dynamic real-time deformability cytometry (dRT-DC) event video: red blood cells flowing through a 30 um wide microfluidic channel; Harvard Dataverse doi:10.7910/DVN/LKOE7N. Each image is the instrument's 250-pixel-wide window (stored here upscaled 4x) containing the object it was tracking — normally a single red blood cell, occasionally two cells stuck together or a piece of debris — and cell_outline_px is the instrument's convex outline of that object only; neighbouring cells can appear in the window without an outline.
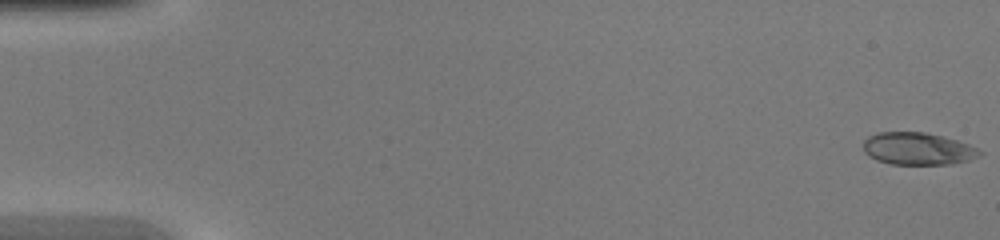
{"species": "common noctule bat (a hibernating species)", "species_latin": "Nyctalus noctula", "temperature_condition": "warm", "stored_images_in_passage": 46, "camera_frame_rate_fps": 3000, "um_per_image_px": 0.085, "animal": {"sex": "female", "body_mass_g": 20.0, "forearm_length_mm": 54.0}, "frame": {"image": 1, "passage_image": 1, "time_ms": 0.0, "image_size_px": [1000, 240], "cell_outline_px": [[984, 152], [980, 156], [968, 160], [952, 164], [888, 164], [876, 160], [868, 156], [864, 152], [864, 140], [868, 136], [876, 132], [924, 132], [956, 140], [968, 144]], "centroid_in_image_um": [77.98, 12.65], "position_along_channel_um": 7.0, "area_um2": 21.96}}
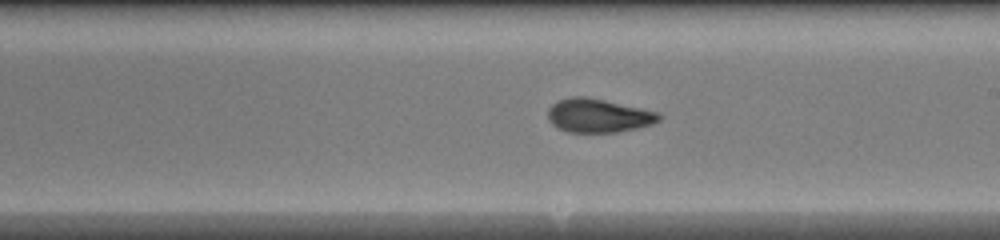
{"frame": {"image": 2, "passage_image": 27, "time_ms": 8.667, "image_size_px": [1000, 240], "cell_outline_px": [[664, 116], [660, 120], [652, 124], [636, 128], [616, 132], [568, 132], [556, 128], [548, 120], [548, 108], [552, 104], [560, 100], [572, 96], [584, 96], [604, 100], [660, 112]], "centroid_in_image_um": [50.87, 9.83], "position_along_channel_um": 238.1, "area_um2": 21.91}}
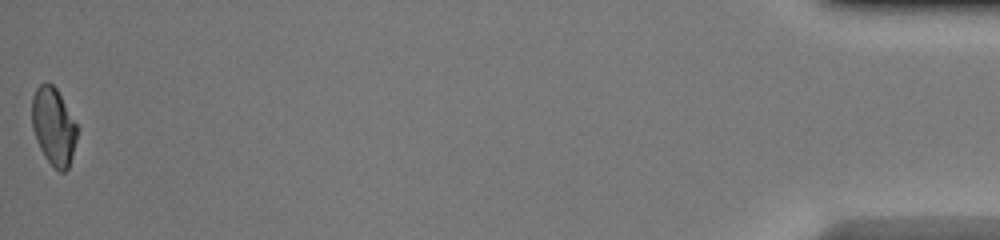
{"frame": {"image": 3, "passage_image": 46, "time_ms": 15.0, "image_size_px": [1000, 240], "cell_outline_px": [[80, 128], [72, 156], [68, 168], [64, 172], [60, 172], [44, 156], [36, 140], [32, 128], [32, 96], [36, 88], [40, 84], [52, 84], [56, 88]], "centroid_in_image_um": [4.57, 10.74], "position_along_channel_um": 430.6, "area_um2": 20.52}}